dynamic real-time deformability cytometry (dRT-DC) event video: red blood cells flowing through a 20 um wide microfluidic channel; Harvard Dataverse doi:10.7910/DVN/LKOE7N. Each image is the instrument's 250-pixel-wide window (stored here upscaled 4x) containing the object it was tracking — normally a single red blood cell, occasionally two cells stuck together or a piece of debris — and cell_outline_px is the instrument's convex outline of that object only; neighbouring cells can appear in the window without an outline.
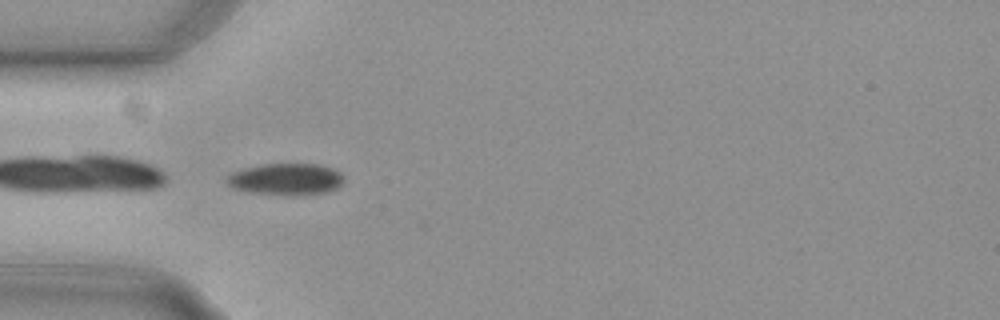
{"species": "common noctule bat (a hibernating species)", "species_latin": "Nyctalus noctula", "temperature_condition": "cold", "stored_images_in_passage": 39, "camera_frame_rate_fps": 3000, "um_per_image_px": 0.085, "animal": {"sex": "female", "body_mass_g": 29.2, "forearm_length_mm": 56.3}, "frame": {"image": 1, "passage_image": 1, "time_ms": 0.0, "image_size_px": [1000, 320], "cell_outline_px": [[344, 180], [336, 188], [328, 192], [300, 196], [292, 196], [248, 192], [232, 188], [224, 180], [232, 172], [244, 168], [264, 164], [316, 164], [332, 168], [340, 172]], "centroid_in_image_um": [24.29, 15.25], "position_along_channel_um": 60.7, "area_um2": 21.85}}
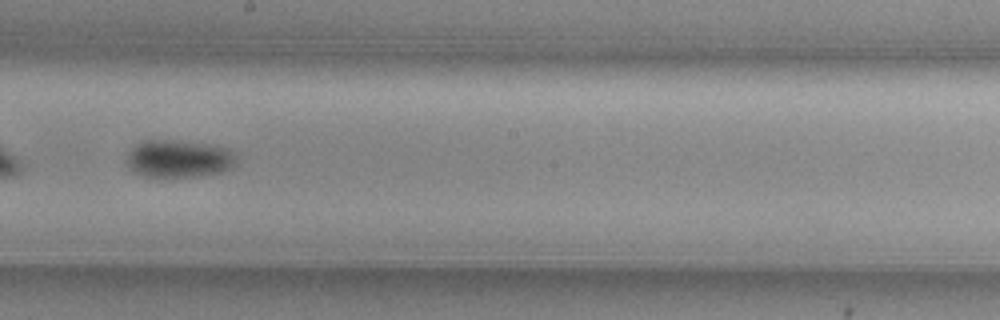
{"frame": {"image": 2, "passage_image": 15, "time_ms": 4.667, "image_size_px": [1000, 320], "cell_outline_px": [[236, 164], [220, 172], [200, 176], [144, 176], [132, 172], [128, 164], [128, 152], [140, 140], [172, 140], [204, 144], [228, 148], [232, 152]], "centroid_in_image_um": [15.15, 13.48], "position_along_channel_um": 233.1, "area_um2": 23.64}}
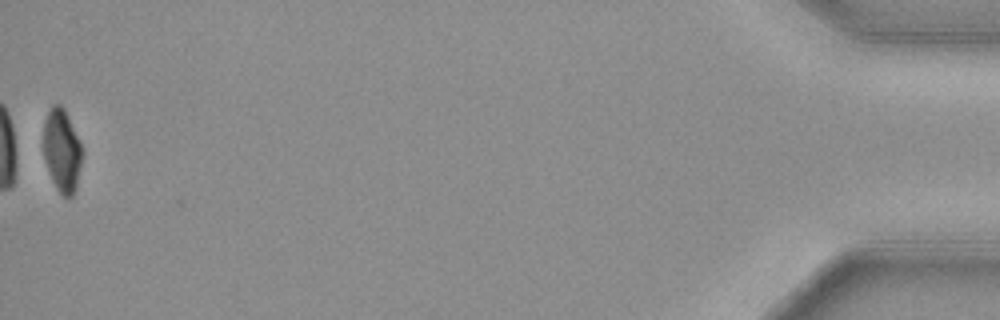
{"frame": {"image": 3, "passage_image": 39, "time_ms": 12.667, "image_size_px": [1000, 320], "cell_outline_px": [[84, 152], [76, 188], [72, 196], [68, 200], [60, 196], [52, 180], [44, 160], [44, 120], [52, 104], [60, 104], [64, 108]], "centroid_in_image_um": [5.27, 12.85], "position_along_channel_um": 429.9, "area_um2": 18.9}, "authors_computed_cell_mechanics": {"area_um2": 22.1952, "velocity_mm_per_s": 3.747, "shape_relaxation_time_tau1_ms": 4.3686, "shape_relaxation_time_tau2_ms": null, "deformation_change_tau1": 0.0768, "deformation_change_tau2": null}}